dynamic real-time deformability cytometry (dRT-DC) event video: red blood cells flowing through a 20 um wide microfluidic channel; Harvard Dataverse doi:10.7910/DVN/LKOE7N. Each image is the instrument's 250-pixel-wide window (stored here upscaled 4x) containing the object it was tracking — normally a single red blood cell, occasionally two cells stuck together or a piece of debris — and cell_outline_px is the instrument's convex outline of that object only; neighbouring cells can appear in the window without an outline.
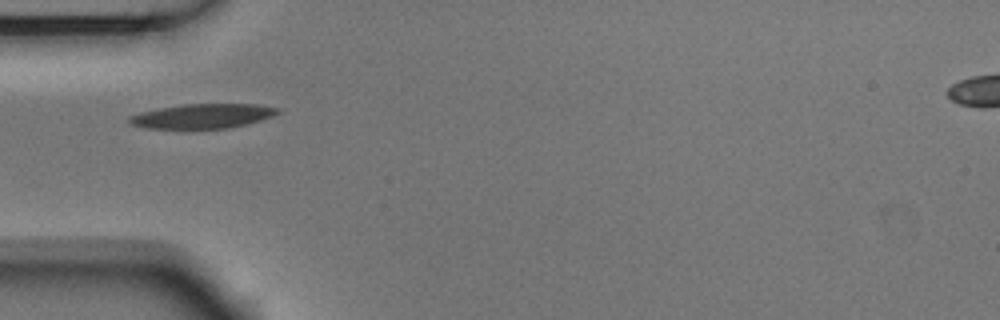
{"species": "Egyptian fruit bat (a non-hibernating species)", "species_latin": "Rousettus aegyptiacus", "temperature_condition": "room temperature", "stored_images_in_passage": 3, "camera_frame_rate_fps": 3000, "um_per_image_px": 0.085, "animal": {"sex": "male"}, "frame": {"image": 1, "passage_image": 1, "time_ms": 0.0, "image_size_px": [1000, 320], "cell_outline_px": [[280, 112], [272, 116], [260, 120], [228, 128], [144, 128], [128, 124], [128, 116], [140, 112], [160, 108], [184, 104], [256, 104], [280, 108]], "centroid_in_image_um": [17.18, 9.86], "position_along_channel_um": 67.8, "area_um2": 21.1}}
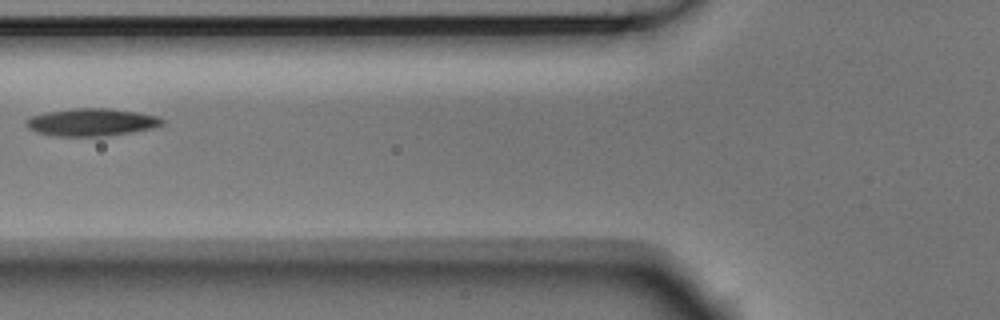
{"frame": {"image": 2, "passage_image": 2, "time_ms": 0.333, "image_size_px": [1000, 320], "cell_outline_px": [[164, 124], [152, 128], [104, 136], [56, 136], [36, 132], [28, 128], [24, 124], [24, 120], [32, 116], [44, 112], [72, 108], [108, 108], [136, 112], [160, 116], [164, 120]], "centroid_in_image_um": [7.74, 10.38], "position_along_channel_um": 118.1, "area_um2": 21.91}}
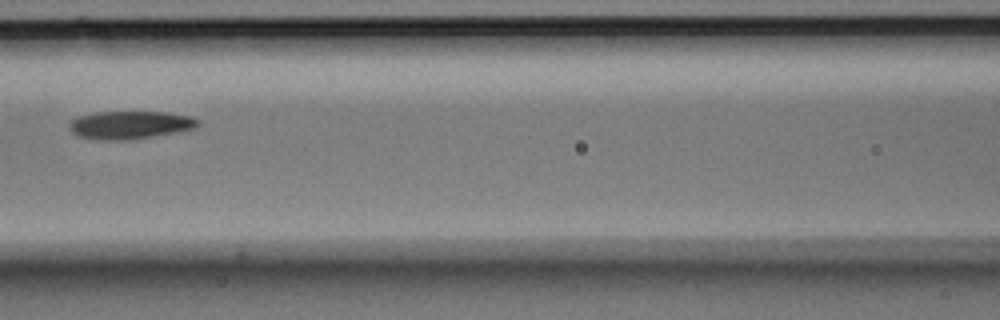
{"frame": {"image": 3, "passage_image": 3, "time_ms": 0.667, "image_size_px": [1000, 320], "cell_outline_px": [[200, 124], [196, 128], [152, 136], [128, 140], [100, 140], [80, 136], [72, 132], [68, 128], [68, 124], [72, 120], [80, 116], [92, 112], [168, 112], [188, 116], [200, 120]], "centroid_in_image_um": [11.04, 10.61], "position_along_channel_um": 155.6, "area_um2": 20.87}}